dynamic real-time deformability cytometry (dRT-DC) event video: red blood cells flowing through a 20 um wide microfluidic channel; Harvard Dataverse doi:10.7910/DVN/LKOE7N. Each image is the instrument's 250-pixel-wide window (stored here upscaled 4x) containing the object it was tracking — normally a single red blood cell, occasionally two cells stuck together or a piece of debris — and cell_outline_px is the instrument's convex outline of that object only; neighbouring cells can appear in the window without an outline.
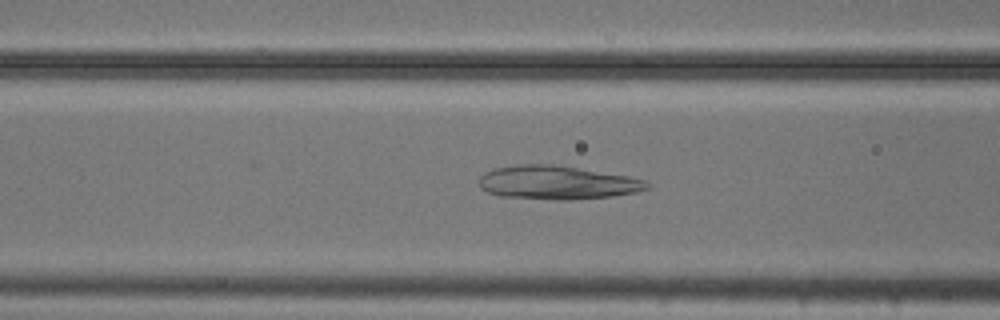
{"species": "common noctule bat (a hibernating species)", "species_latin": "Nyctalus noctula", "temperature_condition": "cold", "stored_images_in_passage": 52, "camera_frame_rate_fps": 3000, "um_per_image_px": 0.085, "animal": {"sex": "male", "body_mass_g": 20.5, "forearm_length_mm": 52.5}, "frame": {"image": 1, "passage_image": 20, "time_ms": 6.333, "image_size_px": [1000, 320], "cell_outline_px": [[652, 184], [648, 188], [636, 192], [612, 196], [572, 200], [552, 200], [500, 196], [488, 192], [480, 188], [480, 176], [484, 172], [492, 168], [516, 164], [552, 164], [628, 176], [644, 180]], "centroid_in_image_um": [47.33, 15.52], "position_along_channel_um": 119.3, "area_um2": 33.06}}
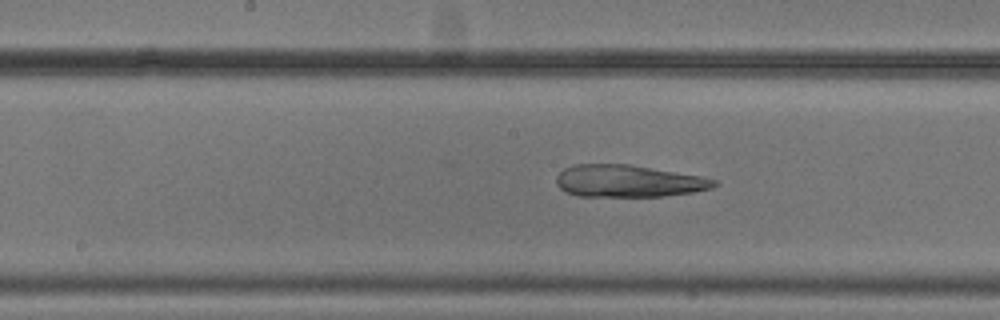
{"frame": {"image": 2, "passage_image": 26, "time_ms": 8.333, "image_size_px": [1000, 320], "cell_outline_px": [[716, 184], [712, 188], [692, 192], [664, 196], [576, 196], [564, 192], [556, 184], [556, 176], [564, 168], [576, 164], [628, 164], [700, 176], [716, 180]], "centroid_in_image_um": [53.35, 15.39], "position_along_channel_um": 194.9, "area_um2": 29.42}}
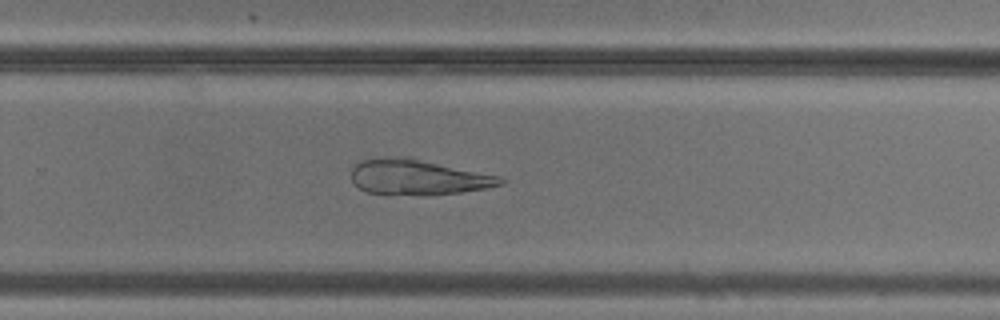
{"frame": {"image": 3, "passage_image": 34, "time_ms": 11.0, "image_size_px": [1000, 320], "cell_outline_px": [[504, 184], [488, 188], [460, 192], [420, 196], [388, 196], [364, 192], [352, 180], [352, 168], [360, 160], [404, 156], [412, 156], [500, 176], [504, 180]], "centroid_in_image_um": [35.53, 15.07], "position_along_channel_um": 294.3, "area_um2": 31.67}}